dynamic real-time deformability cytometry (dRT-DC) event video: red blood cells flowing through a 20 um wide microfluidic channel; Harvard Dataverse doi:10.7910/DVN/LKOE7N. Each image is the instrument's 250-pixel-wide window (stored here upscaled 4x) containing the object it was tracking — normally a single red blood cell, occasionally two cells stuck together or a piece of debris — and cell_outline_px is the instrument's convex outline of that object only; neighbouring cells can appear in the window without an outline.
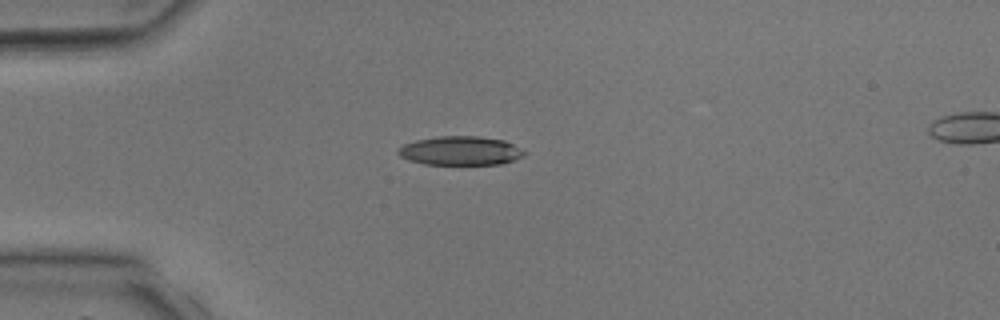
{"species": "common noctule bat (a hibernating species)", "species_latin": "Nyctalus noctula", "temperature_condition": "room temperature", "stored_images_in_passage": 2, "camera_frame_rate_fps": 3000, "um_per_image_px": 0.085, "animal": {"sex": "male", "body_mass_g": 17.9, "forearm_length_mm": 54.2}, "frame": {"image": 1, "passage_image": 1, "time_ms": 0.0, "image_size_px": [1000, 320], "cell_outline_px": [[528, 152], [524, 156], [500, 164], [424, 164], [408, 160], [400, 156], [396, 152], [404, 144], [416, 140], [436, 136], [480, 136], [504, 140]], "centroid_in_image_um": [39.14, 12.81], "position_along_channel_um": 45.9, "area_um2": 21.27}}